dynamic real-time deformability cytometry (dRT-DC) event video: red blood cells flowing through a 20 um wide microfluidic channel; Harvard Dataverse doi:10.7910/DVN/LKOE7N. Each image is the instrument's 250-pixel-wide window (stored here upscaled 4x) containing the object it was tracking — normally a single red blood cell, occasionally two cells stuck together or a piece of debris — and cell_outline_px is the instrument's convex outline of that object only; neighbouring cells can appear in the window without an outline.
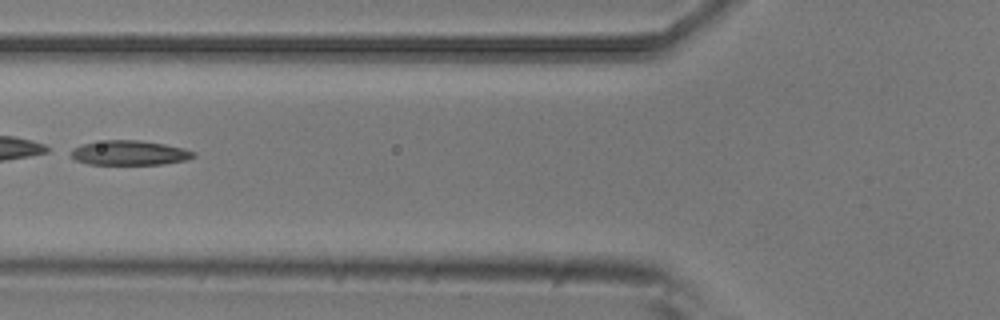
{"species": "common noctule bat (a hibernating species)", "species_latin": "Nyctalus noctula", "temperature_condition": "room temperature", "stored_images_in_passage": 4, "camera_frame_rate_fps": 3000, "um_per_image_px": 0.085, "animal": {"sex": "male", "body_mass_g": 20.5, "forearm_length_mm": 52.5}, "frame": {"image": 1, "passage_image": 3, "time_ms": 0.667, "image_size_px": [1000, 320], "cell_outline_px": [[196, 156], [188, 160], [160, 164], [88, 164], [76, 160], [72, 156], [72, 148], [80, 144], [104, 140], [140, 140], [164, 144], [184, 148], [196, 152]], "centroid_in_image_um": [11.03, 12.98], "position_along_channel_um": 114.8, "area_um2": 17.63}}
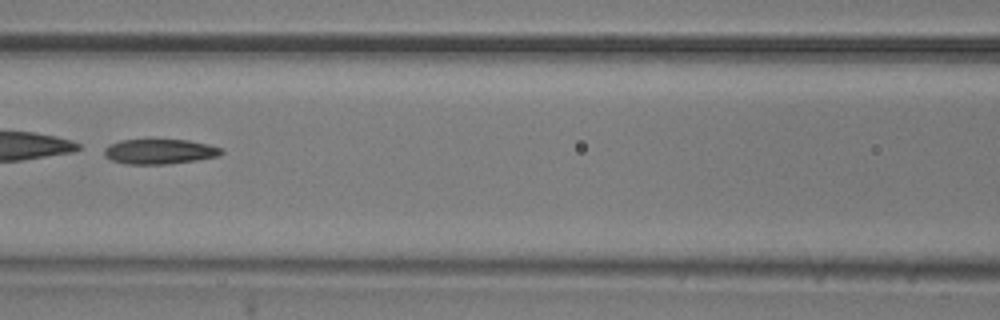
{"frame": {"image": 2, "passage_image": 4, "time_ms": 1.0, "image_size_px": [1000, 320], "cell_outline_px": [[224, 152], [220, 156], [196, 160], [168, 164], [124, 164], [112, 160], [104, 156], [104, 148], [108, 144], [120, 140], [148, 136], [188, 140], [208, 144], [224, 148]], "centroid_in_image_um": [13.54, 12.82], "position_along_channel_um": 153.1, "area_um2": 18.21}}